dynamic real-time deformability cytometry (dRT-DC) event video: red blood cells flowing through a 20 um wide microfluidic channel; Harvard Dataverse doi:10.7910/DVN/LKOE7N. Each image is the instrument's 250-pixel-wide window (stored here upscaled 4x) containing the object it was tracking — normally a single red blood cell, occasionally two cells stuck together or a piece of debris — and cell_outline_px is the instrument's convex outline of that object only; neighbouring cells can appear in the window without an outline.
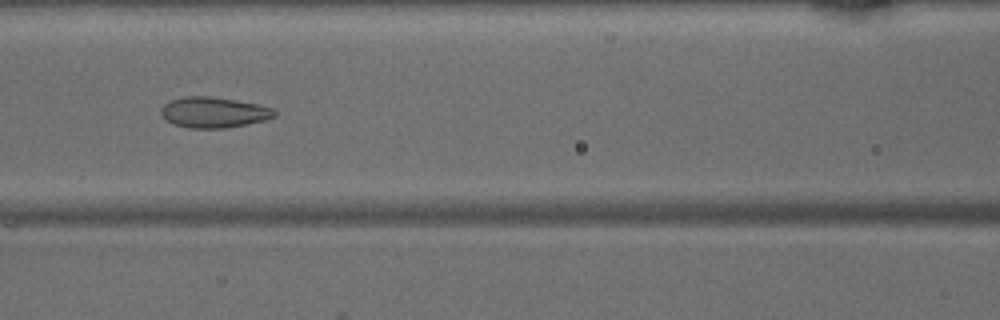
{"species": "common noctule bat (a hibernating species)", "species_latin": "Nyctalus noctula", "temperature_condition": "warm", "stored_images_in_passage": 43, "camera_frame_rate_fps": 3000, "um_per_image_px": 0.085, "animal": {"sex": "male", "body_mass_g": 15.6}, "frame": {"image": 1, "passage_image": 16, "time_ms": 5.0, "image_size_px": [1000, 320], "cell_outline_px": [[276, 116], [264, 120], [248, 124], [224, 128], [188, 128], [172, 124], [160, 112], [160, 108], [164, 104], [172, 100], [184, 96], [208, 96], [236, 100], [256, 104], [272, 108], [276, 112]], "centroid_in_image_um": [18.16, 9.55], "position_along_channel_um": 148.4, "area_um2": 20.17}}
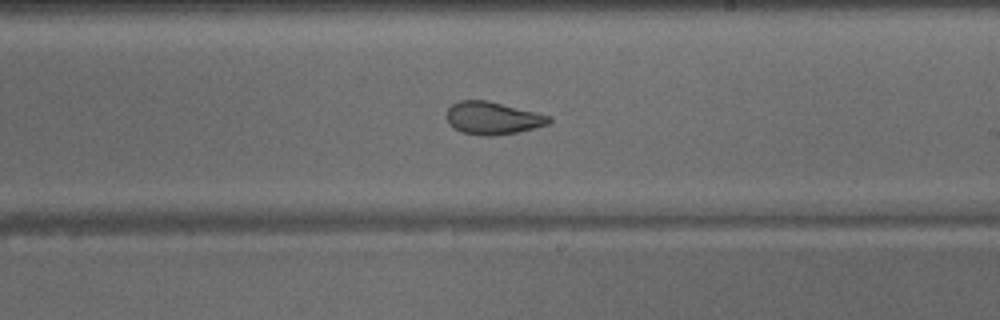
{"frame": {"image": 2, "passage_image": 23, "time_ms": 7.333, "image_size_px": [1000, 320], "cell_outline_px": [[552, 120], [548, 124], [516, 132], [492, 136], [480, 136], [460, 132], [444, 116], [448, 108], [452, 104], [460, 100], [488, 100], [552, 116]], "centroid_in_image_um": [41.87, 10.03], "position_along_channel_um": 247.1, "area_um2": 19.48}}
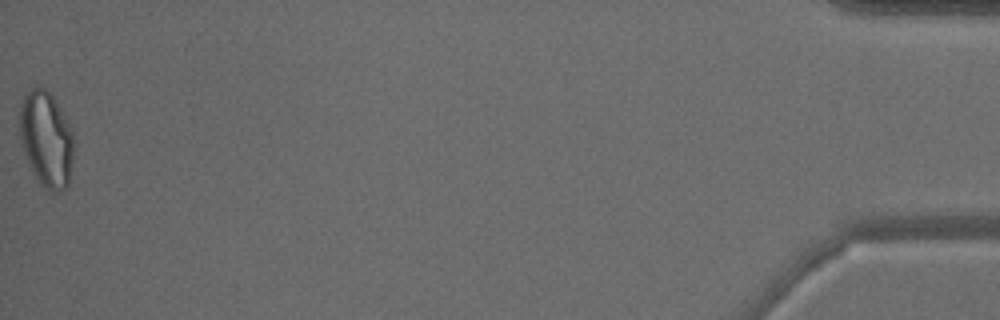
{"frame": {"image": 3, "passage_image": 43, "time_ms": 14.0, "image_size_px": [1000, 320], "cell_outline_px": [[72, 160], [68, 188], [52, 196], [36, 180], [20, 144], [20, 104], [24, 92], [32, 84], [36, 84], [44, 88], [52, 96], [68, 124], [72, 132]], "centroid_in_image_um": [3.89, 11.86], "position_along_channel_um": 431.3, "area_um2": 30.63}}